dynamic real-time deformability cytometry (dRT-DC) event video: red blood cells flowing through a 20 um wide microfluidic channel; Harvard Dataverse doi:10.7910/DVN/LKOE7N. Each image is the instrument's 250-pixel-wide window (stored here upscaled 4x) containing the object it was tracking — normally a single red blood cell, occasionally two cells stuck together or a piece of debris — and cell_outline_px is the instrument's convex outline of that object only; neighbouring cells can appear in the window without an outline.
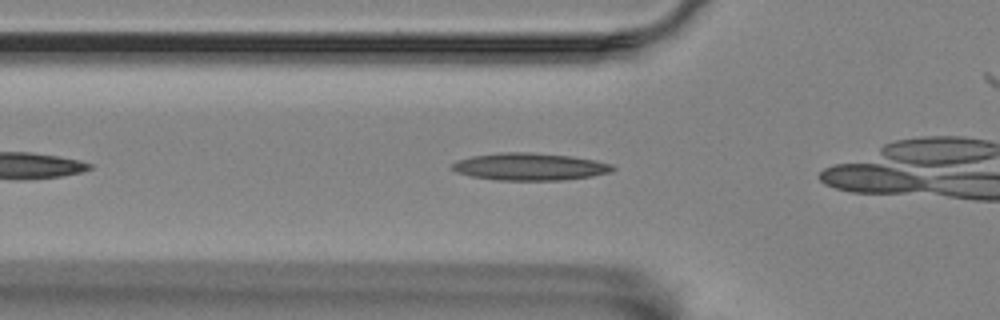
{"species": "Egyptian fruit bat (a non-hibernating species)", "species_latin": "Rousettus aegyptiacus", "temperature_condition": "room temperature", "stored_images_in_passage": 7, "camera_frame_rate_fps": 3000, "um_per_image_px": 0.085, "animal": {"sex": "female"}, "frame": {"image": 1, "passage_image": 3, "time_ms": 0.667, "image_size_px": [1000, 320], "cell_outline_px": [[616, 168], [612, 172], [592, 176], [560, 180], [496, 180], [472, 176], [456, 172], [452, 168], [452, 164], [456, 160], [472, 156], [500, 152], [532, 152], [572, 156], [596, 160], [612, 164]], "centroid_in_image_um": [45.05, 14.16], "position_along_channel_um": 80.7, "area_um2": 25.66}}